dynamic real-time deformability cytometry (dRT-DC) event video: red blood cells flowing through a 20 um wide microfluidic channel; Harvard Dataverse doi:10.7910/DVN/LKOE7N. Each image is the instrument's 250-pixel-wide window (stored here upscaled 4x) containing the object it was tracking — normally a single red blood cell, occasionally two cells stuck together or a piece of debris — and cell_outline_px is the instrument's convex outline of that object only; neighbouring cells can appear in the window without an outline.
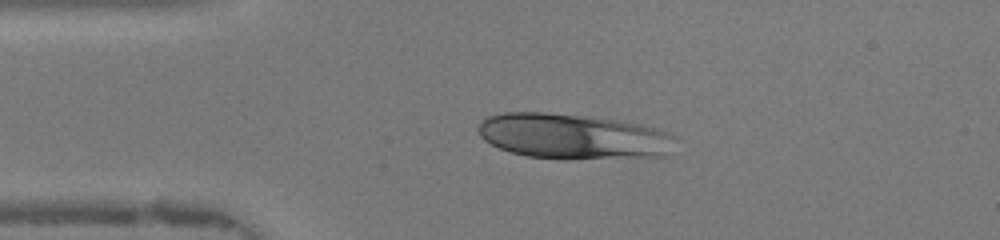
{"species": "human", "species_latin": "Homo sapiens", "temperature_condition": "warm", "stored_images_in_passage": 45, "camera_frame_rate_fps": 3000, "um_per_image_px": 0.085, "donor": {"sex": "female"}, "frame": {"image": 1, "passage_image": 9, "time_ms": 2.667, "image_size_px": [1000, 240], "cell_outline_px": [[676, 136], [664, 156], [564, 160], [528, 156], [512, 152], [500, 148], [484, 140], [480, 136], [476, 128], [480, 120], [488, 116], [504, 112], [544, 112], [592, 116], [640, 124], [668, 132]], "centroid_in_image_um": [48.64, 11.59], "position_along_channel_um": 36.4, "area_um2": 52.42}}
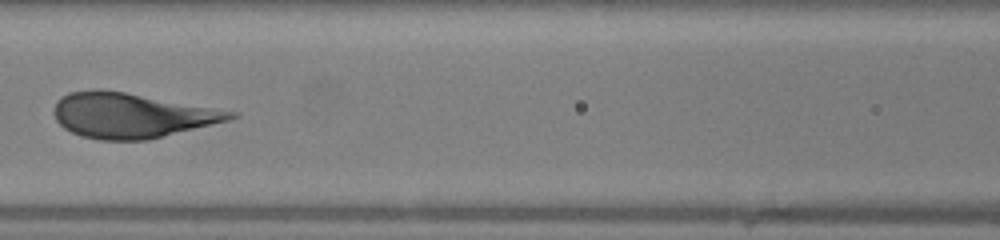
{"frame": {"image": 2, "passage_image": 19, "time_ms": 6.0, "image_size_px": [1000, 240], "cell_outline_px": [[240, 116], [228, 120], [148, 140], [100, 140], [80, 136], [64, 128], [56, 120], [56, 100], [60, 96], [68, 92], [96, 88], [124, 92], [240, 112]], "centroid_in_image_um": [11.17, 9.8], "position_along_channel_um": 155.4, "area_um2": 46.12}}
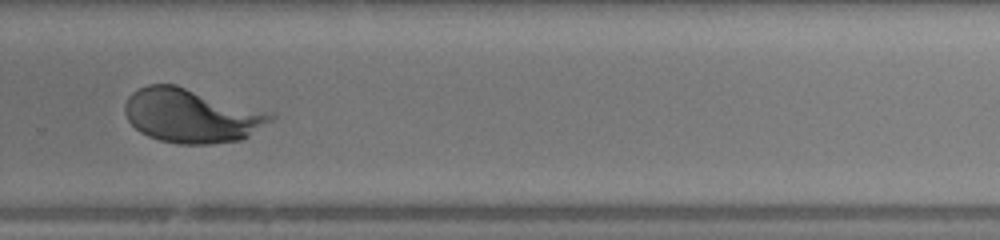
{"frame": {"image": 3, "passage_image": 30, "time_ms": 9.667, "image_size_px": [1000, 240], "cell_outline_px": [[276, 116], [272, 120], [248, 136], [240, 140], [212, 144], [180, 144], [160, 140], [148, 136], [140, 132], [128, 120], [124, 112], [124, 104], [128, 96], [132, 92], [148, 84], [176, 84], [264, 112]], "centroid_in_image_um": [16.19, 9.84], "position_along_channel_um": 313.6, "area_um2": 45.14}}